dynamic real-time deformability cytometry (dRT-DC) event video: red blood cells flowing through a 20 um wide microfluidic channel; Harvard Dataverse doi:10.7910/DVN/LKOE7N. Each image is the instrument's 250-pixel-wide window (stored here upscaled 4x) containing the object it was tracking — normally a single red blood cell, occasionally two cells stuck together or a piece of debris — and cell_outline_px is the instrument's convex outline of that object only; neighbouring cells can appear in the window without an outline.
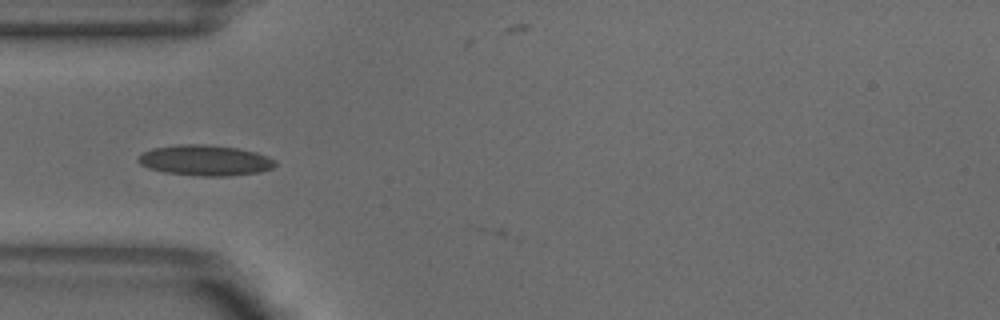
{"species": "common noctule bat (a hibernating species)", "species_latin": "Nyctalus noctula", "temperature_condition": "warm", "stored_images_in_passage": 27, "camera_frame_rate_fps": 3000, "um_per_image_px": 0.085, "animal": {"sex": "male", "body_mass_g": 18.8}, "frame": {"image": 1, "passage_image": 1, "time_ms": 0.0, "image_size_px": [1000, 320], "cell_outline_px": [[276, 164], [272, 168], [260, 172], [228, 176], [200, 176], [164, 172], [148, 168], [140, 164], [136, 160], [144, 152], [152, 148], [180, 144], [204, 144], [236, 148], [256, 152], [268, 156], [276, 160]], "centroid_in_image_um": [17.44, 13.63], "position_along_channel_um": 67.6, "area_um2": 24.45}}
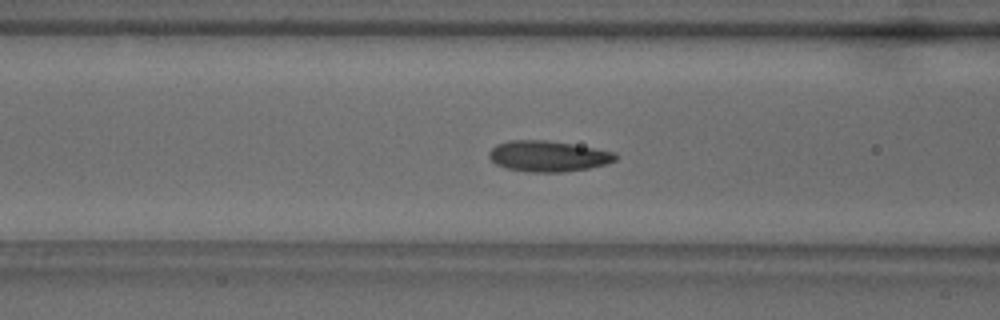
{"frame": {"image": 2, "passage_image": 5, "time_ms": 1.333, "image_size_px": [1000, 320], "cell_outline_px": [[616, 160], [608, 164], [588, 168], [564, 172], [528, 172], [508, 168], [496, 164], [488, 156], [488, 152], [496, 144], [508, 140], [548, 140], [572, 144], [616, 152]], "centroid_in_image_um": [46.59, 13.27], "position_along_channel_um": 120.0, "area_um2": 22.77}}
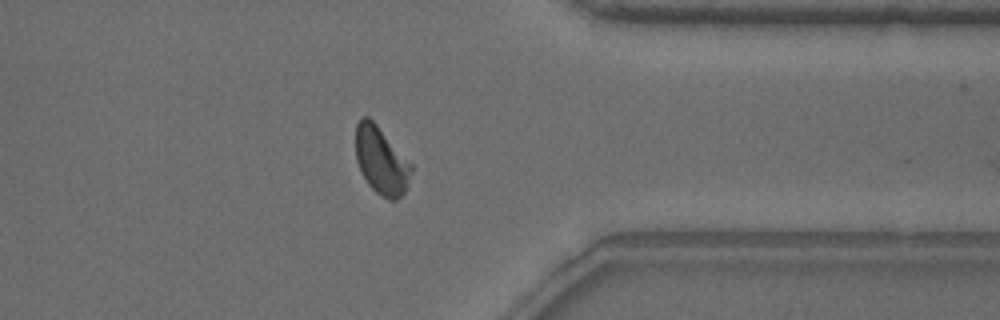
{"frame": {"image": 3, "passage_image": 26, "time_ms": 8.333, "image_size_px": [1000, 320], "cell_outline_px": [[412, 172], [404, 192], [396, 200], [388, 200], [380, 196], [368, 184], [356, 160], [356, 124], [360, 116], [368, 116], [376, 124], [412, 164]], "centroid_in_image_um": [32.39, 13.65], "position_along_channel_um": 379.0, "area_um2": 21.68}}